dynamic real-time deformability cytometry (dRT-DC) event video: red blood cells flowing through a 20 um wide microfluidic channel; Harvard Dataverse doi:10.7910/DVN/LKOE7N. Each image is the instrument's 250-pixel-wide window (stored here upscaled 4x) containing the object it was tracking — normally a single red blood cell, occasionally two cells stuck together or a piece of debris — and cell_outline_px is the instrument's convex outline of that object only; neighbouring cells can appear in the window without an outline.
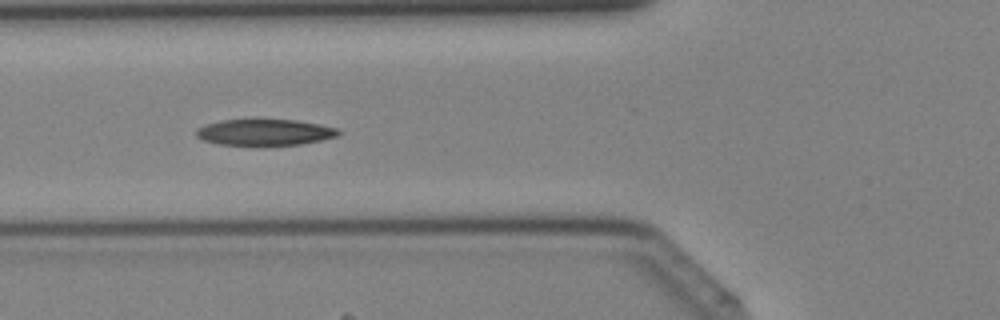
{"species": "Egyptian fruit bat (a non-hibernating species)", "species_latin": "Rousettus aegyptiacus", "temperature_condition": "cold", "stored_images_in_passage": 29, "camera_frame_rate_fps": 3000, "um_per_image_px": 0.085, "animal": {"sex": "female"}, "frame": {"image": 1, "passage_image": 3, "time_ms": 0.667, "image_size_px": [1000, 320], "cell_outline_px": [[340, 132], [336, 136], [320, 140], [300, 144], [256, 148], [220, 144], [204, 140], [196, 136], [196, 128], [204, 124], [220, 120], [296, 120], [320, 124], [336, 128]], "centroid_in_image_um": [22.44, 11.28], "position_along_channel_um": 103.4, "area_um2": 22.37}}
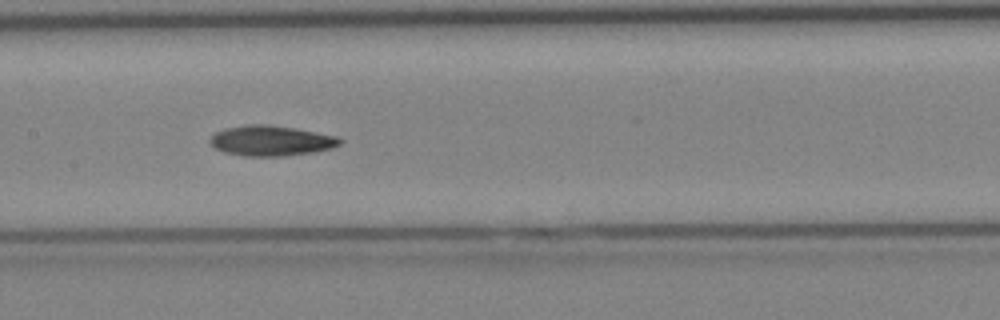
{"frame": {"image": 2, "passage_image": 8, "time_ms": 2.333, "image_size_px": [1000, 320], "cell_outline_px": [[344, 140], [340, 144], [332, 148], [316, 152], [284, 156], [244, 156], [224, 152], [212, 148], [208, 144], [208, 140], [216, 132], [224, 128], [248, 124], [268, 124], [296, 128], [336, 136]], "centroid_in_image_um": [23.01, 11.96], "position_along_channel_um": 184.4, "area_um2": 23.29}}
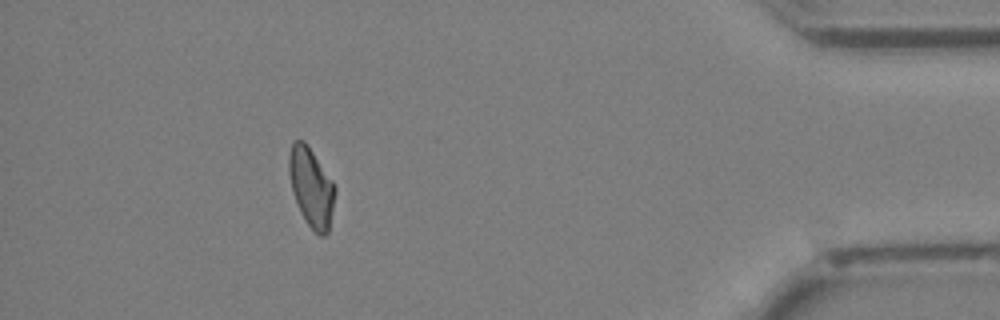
{"frame": {"image": 3, "passage_image": 25, "time_ms": 8.0, "image_size_px": [1000, 320], "cell_outline_px": [[336, 192], [328, 232], [324, 236], [320, 236], [308, 224], [300, 212], [292, 192], [288, 172], [288, 156], [292, 144], [296, 140], [304, 140], [332, 180], [336, 188]], "centroid_in_image_um": [26.45, 15.92], "position_along_channel_um": 408.8, "area_um2": 21.1}}